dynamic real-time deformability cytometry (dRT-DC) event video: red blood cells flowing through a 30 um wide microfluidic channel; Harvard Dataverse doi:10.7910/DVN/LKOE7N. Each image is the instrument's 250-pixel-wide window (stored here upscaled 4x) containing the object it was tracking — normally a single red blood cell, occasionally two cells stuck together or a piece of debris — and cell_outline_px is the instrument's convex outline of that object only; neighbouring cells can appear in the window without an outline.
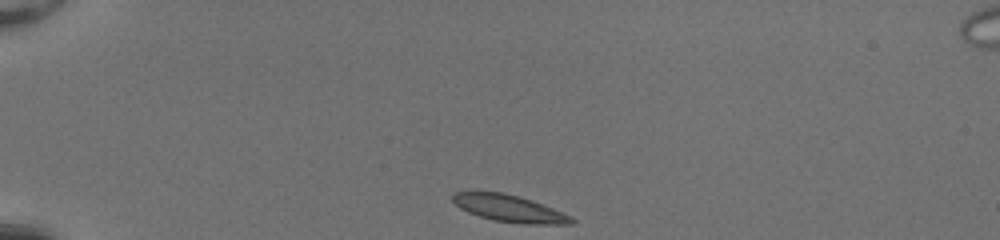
{"species": "common noctule bat (a hibernating species)", "species_latin": "Nyctalus noctula", "temperature_condition": "room temperature", "stored_images_in_passage": 39, "camera_frame_rate_fps": 3000, "um_per_image_px": 0.085, "animal": {"sex": "female", "body_mass_g": 20.0, "forearm_length_mm": 54.0}, "frame": {"image": 1, "passage_image": 1, "time_ms": 0.0, "image_size_px": [1000, 240], "cell_outline_px": [[576, 224], [524, 224], [492, 220], [468, 212], [460, 208], [452, 200], [452, 196], [456, 192], [504, 192], [520, 196], [532, 200], [572, 216], [576, 220]], "centroid_in_image_um": [43.34, 17.73], "position_along_channel_um": 41.7, "area_um2": 18.67}}
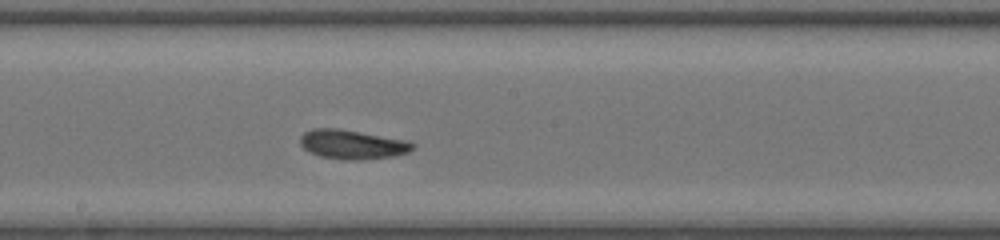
{"frame": {"image": 2, "passage_image": 18, "time_ms": 5.667, "image_size_px": [1000, 240], "cell_outline_px": [[416, 144], [408, 152], [396, 156], [360, 160], [344, 160], [320, 156], [308, 152], [300, 144], [300, 136], [304, 132], [312, 128], [336, 128], [408, 140]], "centroid_in_image_um": [29.93, 12.28], "position_along_channel_um": 218.3, "area_um2": 19.31}}
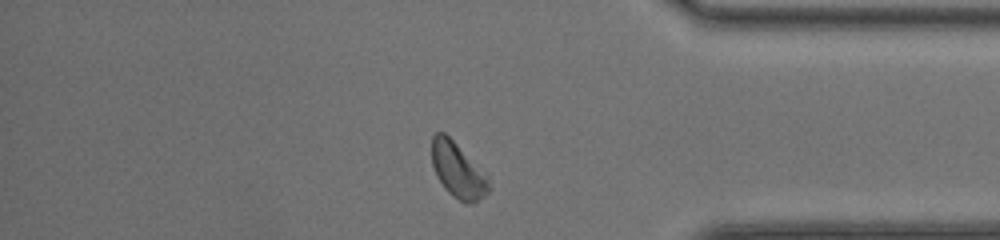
{"frame": {"image": 3, "passage_image": 32, "time_ms": 10.333, "image_size_px": [1000, 240], "cell_outline_px": [[492, 188], [488, 192], [472, 204], [468, 204], [452, 196], [444, 188], [436, 176], [432, 164], [432, 136], [436, 132], [444, 132], [488, 172]], "centroid_in_image_um": [38.97, 14.47], "position_along_channel_um": 396.2, "area_um2": 18.9}, "authors_computed_cell_mechanics": {"area_um2": 18.7272, "velocity_mm_per_s": 4.117, "shape_relaxation_time_tau1_ms": 7.4627, "shape_relaxation_time_tau2_ms": 2.1672, "deformation_change_tau1": 0.1265, "deformation_change_tau2": 0.0813}}